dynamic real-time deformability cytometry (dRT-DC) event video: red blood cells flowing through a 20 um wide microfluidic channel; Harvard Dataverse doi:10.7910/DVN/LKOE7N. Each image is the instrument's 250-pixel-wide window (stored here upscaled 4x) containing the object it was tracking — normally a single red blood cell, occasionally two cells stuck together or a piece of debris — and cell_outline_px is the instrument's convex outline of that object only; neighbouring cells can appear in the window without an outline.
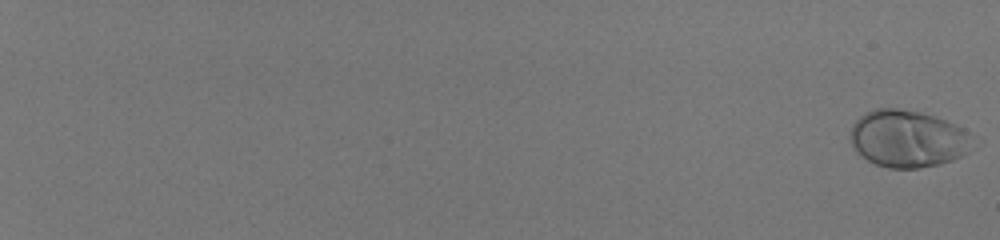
{"species": "human", "species_latin": "Homo sapiens", "temperature_condition": "room temperature", "stored_images_in_passage": 59, "camera_frame_rate_fps": 3000, "um_per_image_px": 0.085, "donor": {"sex": "male"}, "frame": {"image": 1, "passage_image": 1, "time_ms": 0.0, "image_size_px": [1000, 240], "cell_outline_px": [[968, 152], [952, 160], [940, 164], [920, 168], [888, 168], [876, 164], [868, 160], [856, 152], [848, 140], [848, 136], [852, 124], [864, 112], [876, 108], [896, 108], [920, 112], [956, 124], [964, 128], [968, 132]], "centroid_in_image_um": [77.07, 11.79], "position_along_channel_um": 7.9, "area_um2": 40.69}}
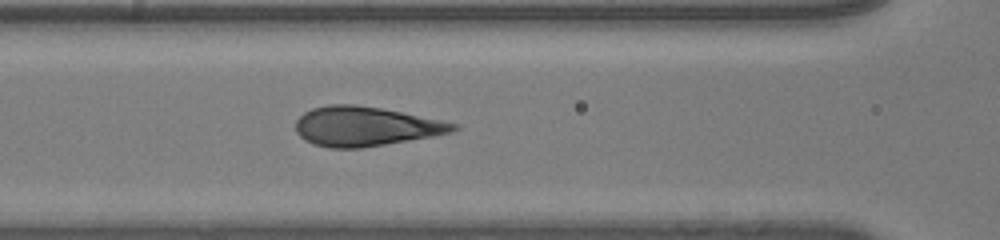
{"frame": {"image": 2, "passage_image": 33, "time_ms": 10.667, "image_size_px": [1000, 240], "cell_outline_px": [[460, 128], [452, 132], [432, 136], [360, 148], [328, 148], [312, 144], [304, 140], [296, 132], [296, 120], [304, 112], [312, 108], [328, 104], [352, 104], [380, 108], [460, 124]], "centroid_in_image_um": [31.02, 10.74], "position_along_channel_um": 135.6, "area_um2": 36.07}}
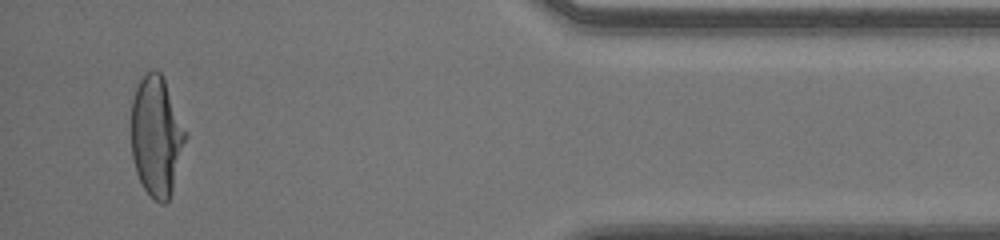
{"frame": {"image": 3, "passage_image": 57, "time_ms": 18.667, "image_size_px": [1000, 240], "cell_outline_px": [[188, 136], [172, 192], [168, 200], [164, 204], [160, 204], [144, 188], [136, 172], [132, 156], [132, 100], [136, 88], [140, 80], [152, 68], [160, 72], [164, 80], [188, 132]], "centroid_in_image_um": [13.33, 11.59], "position_along_channel_um": 421.9, "area_um2": 37.97}, "authors_computed_cell_mechanics": {"area_um2": 37.57, "velocity_mm_per_s": 4.0499, "shape_relaxation_time_tau1_ms": 4.685, "shape_relaxation_time_tau2_ms": null, "deformation_change_tau1": 0.2371, "deformation_change_tau2": null}}